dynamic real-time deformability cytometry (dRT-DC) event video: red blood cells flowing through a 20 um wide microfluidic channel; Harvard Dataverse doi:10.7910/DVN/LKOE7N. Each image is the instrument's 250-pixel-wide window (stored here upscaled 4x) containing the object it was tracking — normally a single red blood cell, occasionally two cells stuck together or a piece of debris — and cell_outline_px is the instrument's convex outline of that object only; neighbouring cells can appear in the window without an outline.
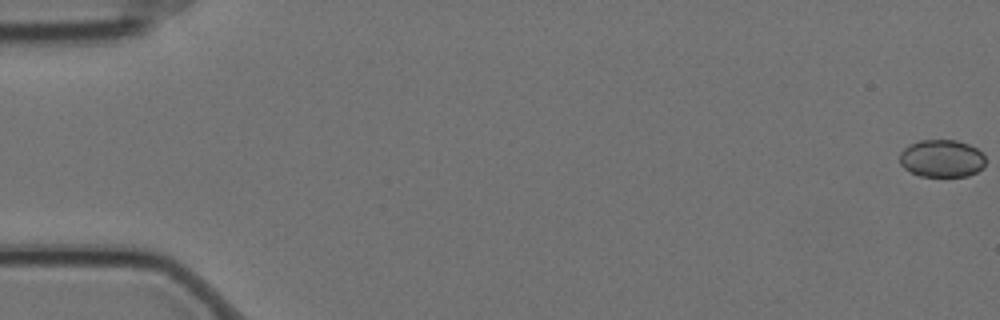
{"species": "Egyptian fruit bat (a non-hibernating species)", "species_latin": "Rousettus aegyptiacus", "temperature_condition": "cold", "stored_images_in_passage": 7, "camera_frame_rate_fps": 3000, "um_per_image_px": 0.085, "animal": {"sex": "female"}, "frame": {"image": 1, "passage_image": 1, "time_ms": 0.0, "image_size_px": [1000, 320], "cell_outline_px": [[984, 168], [968, 176], [920, 176], [904, 168], [900, 164], [900, 152], [904, 148], [920, 140], [956, 140], [968, 144], [976, 148], [984, 156]], "centroid_in_image_um": [80.05, 13.47], "position_along_channel_um": 5.0, "area_um2": 18.67}}
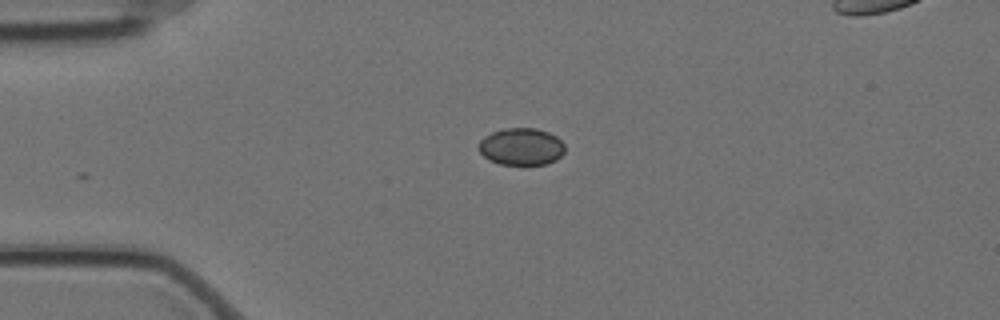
{"frame": {"image": 2, "passage_image": 5, "time_ms": 1.333, "image_size_px": [1000, 320], "cell_outline_px": [[564, 152], [556, 160], [548, 164], [524, 168], [500, 164], [488, 160], [480, 152], [480, 140], [484, 136], [492, 132], [504, 128], [536, 128], [548, 132], [556, 136], [564, 144]], "centroid_in_image_um": [44.33, 12.52], "position_along_channel_um": 40.7, "area_um2": 19.31}}
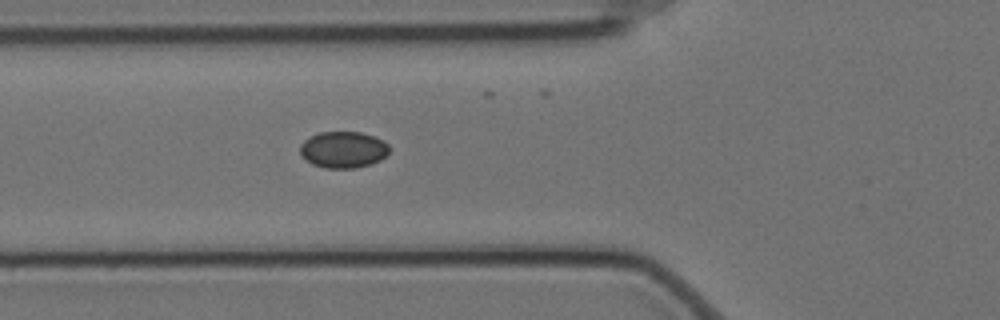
{"frame": {"image": 3, "passage_image": 7, "time_ms": 2.0, "image_size_px": [1000, 320], "cell_outline_px": [[388, 152], [380, 160], [372, 164], [356, 168], [324, 168], [312, 164], [300, 152], [300, 144], [304, 140], [316, 132], [360, 132], [376, 136], [384, 140], [388, 144]], "centroid_in_image_um": [29.19, 12.71], "position_along_channel_um": 96.6, "area_um2": 19.07}}